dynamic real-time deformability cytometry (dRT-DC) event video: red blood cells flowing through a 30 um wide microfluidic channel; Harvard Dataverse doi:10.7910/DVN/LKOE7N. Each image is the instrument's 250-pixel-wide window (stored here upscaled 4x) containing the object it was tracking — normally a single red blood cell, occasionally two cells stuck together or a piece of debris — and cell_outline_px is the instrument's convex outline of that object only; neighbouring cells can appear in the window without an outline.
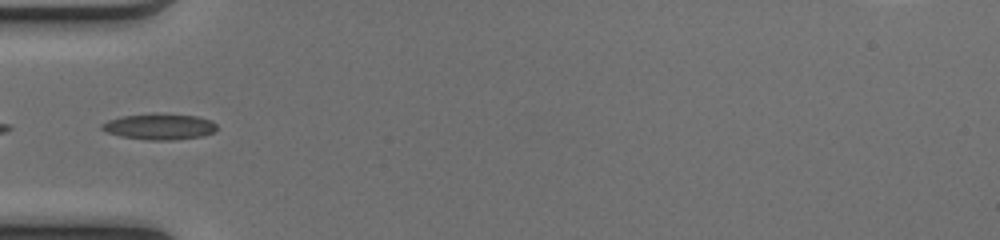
{"species": "common noctule bat (a hibernating species)", "species_latin": "Nyctalus noctula", "temperature_condition": "cold", "stored_images_in_passage": 32, "camera_frame_rate_fps": 3000, "um_per_image_px": 0.085, "animal": {"sex": "female", "body_mass_g": 17.0, "forearm_length_mm": 48.0}, "frame": {"image": 1, "passage_image": 1, "time_ms": 0.0, "image_size_px": [1000, 240], "cell_outline_px": [[216, 128], [212, 132], [204, 136], [172, 140], [148, 140], [120, 136], [108, 132], [100, 128], [100, 124], [108, 120], [120, 116], [152, 112], [196, 116], [212, 120], [216, 124]], "centroid_in_image_um": [13.53, 10.74], "position_along_channel_um": 71.5, "area_um2": 17.69}, "authors_computed_cell_mechanics": {"area_um2": 16.184, "velocity_mm_per_s": 4.1417, "shape_relaxation_time_tau1_ms": 6.211, "shape_relaxation_time_tau2_ms": 5.9417, "deformation_change_tau1": 0.1887, "deformation_change_tau2": 0.1223}}